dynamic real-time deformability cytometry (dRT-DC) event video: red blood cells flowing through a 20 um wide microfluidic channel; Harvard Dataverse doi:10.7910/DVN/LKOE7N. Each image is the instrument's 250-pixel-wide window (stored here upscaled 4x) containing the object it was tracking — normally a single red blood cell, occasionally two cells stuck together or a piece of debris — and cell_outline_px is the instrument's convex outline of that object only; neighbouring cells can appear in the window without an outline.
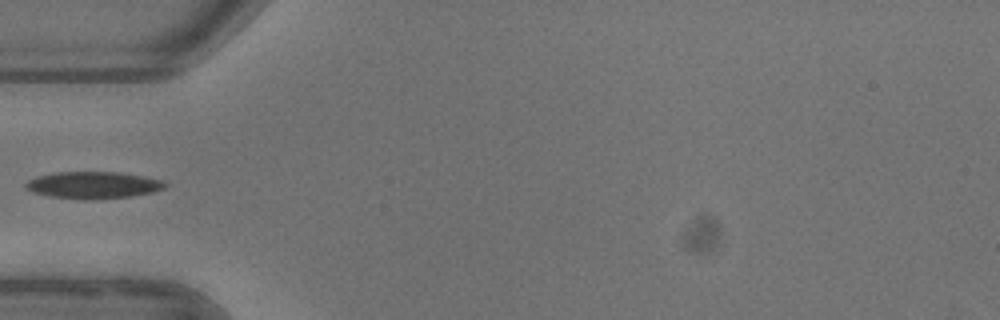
{"species": "common noctule bat (a hibernating species)", "species_latin": "Nyctalus noctula", "temperature_condition": "warm", "stored_images_in_passage": 4, "camera_frame_rate_fps": 3000, "um_per_image_px": 0.085, "animal": {"sex": "female"}, "frame": {"image": 1, "passage_image": 4, "time_ms": 4.333, "image_size_px": [1000, 320], "cell_outline_px": [[168, 184], [164, 188], [152, 192], [132, 196], [96, 200], [84, 200], [48, 196], [32, 192], [24, 188], [24, 184], [28, 180], [36, 176], [56, 172], [120, 172], [144, 176], [160, 180]], "centroid_in_image_um": [7.88, 15.74], "position_along_channel_um": 77.1, "area_um2": 22.14}}